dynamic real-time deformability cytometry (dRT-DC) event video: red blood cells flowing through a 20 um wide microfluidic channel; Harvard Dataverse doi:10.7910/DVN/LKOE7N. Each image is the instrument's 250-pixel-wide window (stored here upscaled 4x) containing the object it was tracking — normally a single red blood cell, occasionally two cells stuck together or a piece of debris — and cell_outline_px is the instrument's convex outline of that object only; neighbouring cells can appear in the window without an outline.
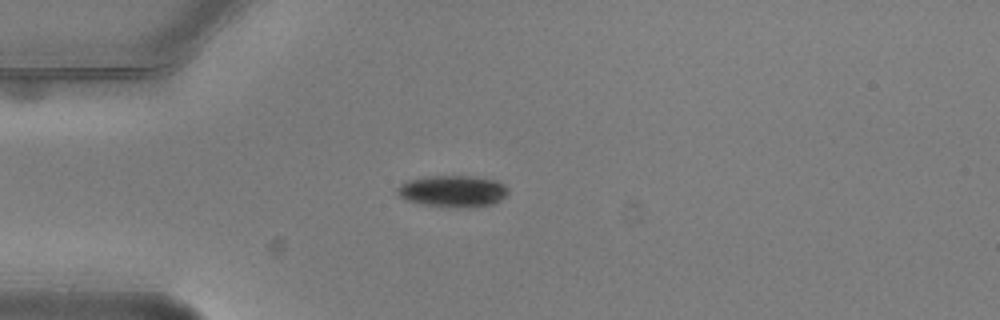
{"species": "common noctule bat (a hibernating species)", "species_latin": "Nyctalus noctula", "temperature_condition": "warm", "stored_images_in_passage": 5, "camera_frame_rate_fps": 3000, "um_per_image_px": 0.085, "animal": {"sex": "male", "body_mass_g": 20.5, "forearm_length_mm": 52.5}, "frame": {"image": 1, "passage_image": 5, "time_ms": 1.333, "image_size_px": [1000, 320], "cell_outline_px": [[508, 192], [500, 200], [492, 204], [468, 208], [420, 204], [404, 200], [396, 192], [396, 188], [400, 184], [408, 180], [424, 176], [472, 176], [496, 180], [504, 184], [508, 188]], "centroid_in_image_um": [38.46, 16.24], "position_along_channel_um": 46.5, "area_um2": 20.58}}